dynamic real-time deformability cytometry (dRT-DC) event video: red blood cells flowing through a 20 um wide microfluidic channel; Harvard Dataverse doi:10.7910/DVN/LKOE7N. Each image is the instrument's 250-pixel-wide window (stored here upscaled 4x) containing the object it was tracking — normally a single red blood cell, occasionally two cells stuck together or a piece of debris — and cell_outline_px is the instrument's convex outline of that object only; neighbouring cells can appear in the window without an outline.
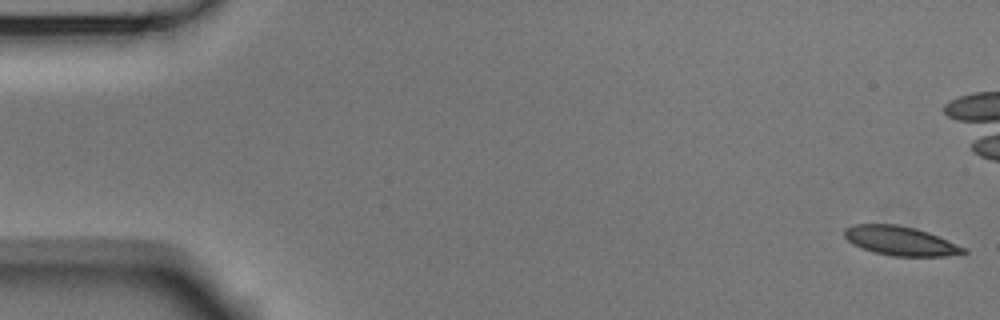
{"species": "Egyptian fruit bat (a non-hibernating species)", "species_latin": "Rousettus aegyptiacus", "temperature_condition": "room temperature", "stored_images_in_passage": 55, "camera_frame_rate_fps": 3000, "um_per_image_px": 0.085, "animal": {"sex": "male"}, "frame": {"image": 1, "passage_image": 1, "time_ms": 0.0, "image_size_px": [1000, 320], "cell_outline_px": [[968, 252], [944, 256], [892, 256], [860, 248], [852, 244], [844, 236], [844, 228], [852, 224], [900, 224], [916, 228], [928, 232], [968, 248]], "centroid_in_image_um": [76.53, 20.46], "position_along_channel_um": 8.5, "area_um2": 20.4}}
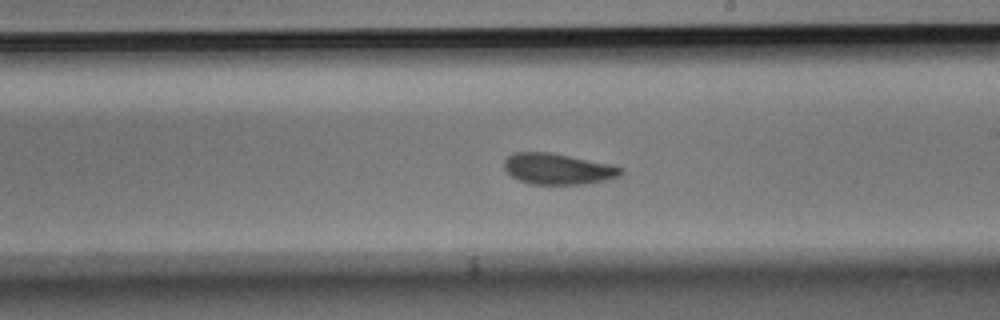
{"frame": {"image": 2, "passage_image": 31, "time_ms": 10.0, "image_size_px": [1000, 320], "cell_outline_px": [[624, 172], [620, 176], [604, 180], [584, 184], [532, 184], [520, 180], [512, 176], [504, 168], [504, 160], [512, 152], [552, 152], [612, 164], [624, 168]], "centroid_in_image_um": [47.45, 14.34], "position_along_channel_um": 241.6, "area_um2": 21.21}}
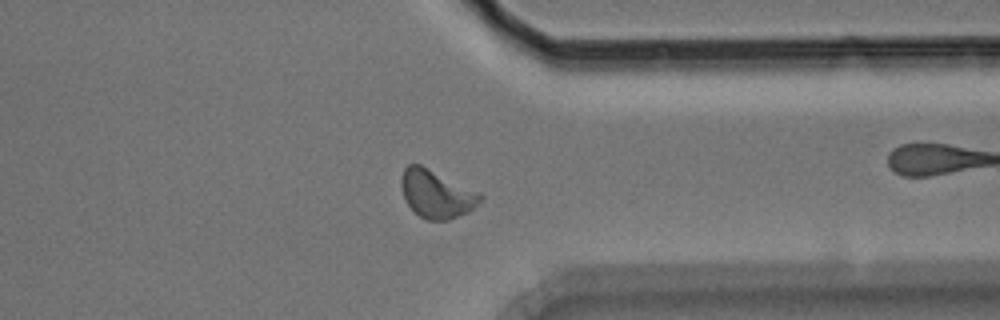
{"frame": {"image": 3, "passage_image": 42, "time_ms": 13.667, "image_size_px": [1000, 320], "cell_outline_px": [[484, 196], [480, 204], [468, 212], [448, 220], [428, 220], [420, 216], [404, 200], [400, 184], [400, 180], [404, 168], [408, 164], [420, 164], [480, 192]], "centroid_in_image_um": [37.11, 16.48], "position_along_channel_um": 374.3, "area_um2": 22.2}, "authors_computed_cell_mechanics": {"area_um2": 20.9236, "velocity_mm_per_s": 3.7033, "shape_relaxation_time_tau1_ms": 3.7274, "shape_relaxation_time_tau2_ms": 2.3331, "deformation_change_tau1": 0.1317, "deformation_change_tau2": 0.0842}}